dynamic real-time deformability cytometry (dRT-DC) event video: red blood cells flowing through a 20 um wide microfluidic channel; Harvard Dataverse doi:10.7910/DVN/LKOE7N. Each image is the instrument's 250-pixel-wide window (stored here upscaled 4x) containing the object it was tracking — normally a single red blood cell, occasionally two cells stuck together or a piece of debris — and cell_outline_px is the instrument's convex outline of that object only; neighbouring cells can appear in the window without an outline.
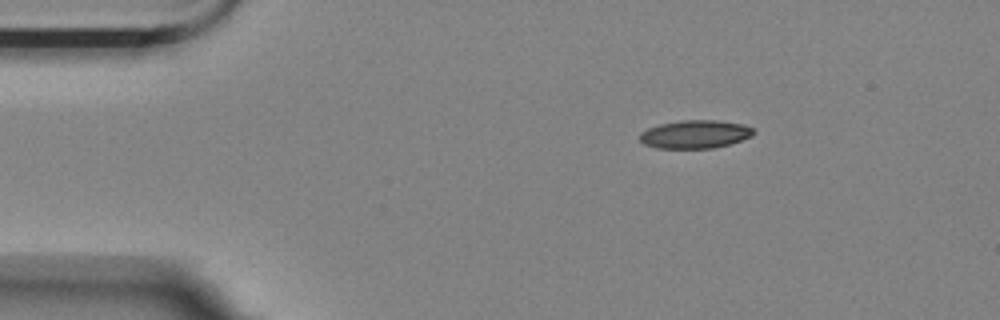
{"species": "Egyptian fruit bat (a non-hibernating species)", "species_latin": "Rousettus aegyptiacus", "temperature_condition": "room temperature", "stored_images_in_passage": 3, "camera_frame_rate_fps": 3000, "um_per_image_px": 0.085, "animal": {"sex": "female"}, "frame": {"image": 1, "passage_image": 1, "time_ms": 0.0, "image_size_px": [1000, 320], "cell_outline_px": [[756, 132], [752, 136], [728, 144], [712, 148], [656, 148], [644, 144], [640, 140], [640, 132], [648, 128], [660, 124], [680, 120], [716, 120], [744, 124], [752, 128]], "centroid_in_image_um": [59.08, 11.4], "position_along_channel_um": 25.9, "area_um2": 18.67}}